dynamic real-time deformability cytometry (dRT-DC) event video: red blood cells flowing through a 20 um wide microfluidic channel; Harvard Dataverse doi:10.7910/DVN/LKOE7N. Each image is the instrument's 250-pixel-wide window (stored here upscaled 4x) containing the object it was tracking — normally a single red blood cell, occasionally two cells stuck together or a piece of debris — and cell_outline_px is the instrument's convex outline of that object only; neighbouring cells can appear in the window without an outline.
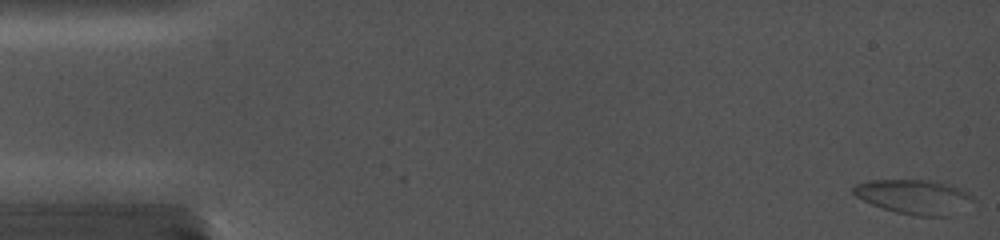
{"species": "common noctule bat (a hibernating species)", "species_latin": "Nyctalus noctula", "temperature_condition": "cold", "stored_images_in_passage": 91, "camera_frame_rate_fps": 5000, "um_per_image_px": 0.085, "animal": {"sex": "female", "body_mass_g": 19.0, "forearm_length_mm": 56.7}, "frame": {"image": 1, "passage_image": 1, "time_ms": 0.0, "image_size_px": [1000, 240], "cell_outline_px": [[976, 200], [944, 216], [916, 216], [896, 212], [872, 204], [856, 196], [852, 192], [852, 188], [856, 184], [868, 180], [924, 180], [952, 184], [964, 188]], "centroid_in_image_um": [77.69, 16.7], "position_along_channel_um": 7.3, "area_um2": 23.76}}
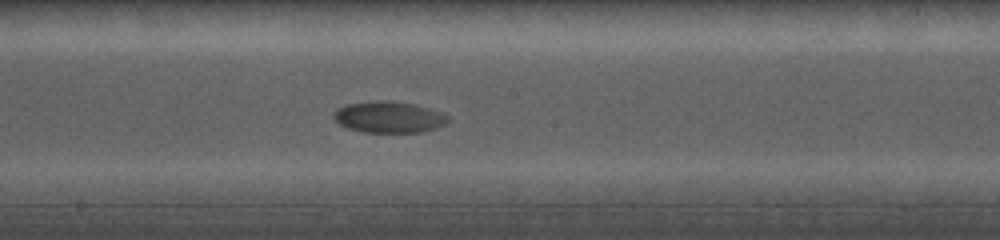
{"frame": {"image": 2, "passage_image": 52, "time_ms": 10.2, "image_size_px": [1000, 240], "cell_outline_px": [[452, 120], [436, 128], [420, 132], [364, 132], [348, 128], [340, 124], [332, 116], [332, 112], [348, 104], [412, 104], [428, 108], [440, 112], [448, 116]], "centroid_in_image_um": [33.1, 10.02], "position_along_channel_um": 215.1, "area_um2": 19.65}}
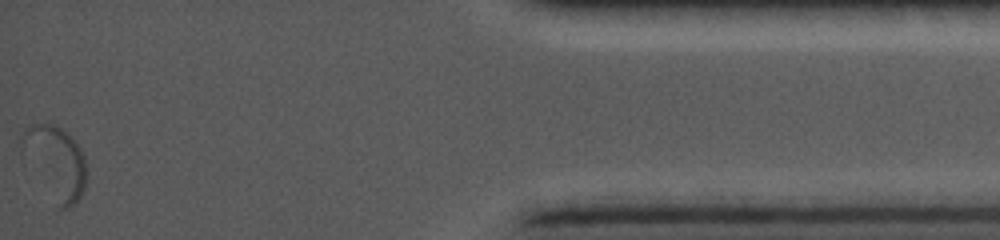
{"frame": {"image": 3, "passage_image": 91, "time_ms": 18.0, "image_size_px": [1000, 240], "cell_outline_px": [[84, 188], [80, 196], [68, 208], [60, 208], [24, 140], [20, 132], [28, 124], [48, 120], [64, 128], [72, 136], [80, 148], [84, 156]], "centroid_in_image_um": [4.84, 13.6], "position_along_channel_um": 430.4, "area_um2": 24.68}}